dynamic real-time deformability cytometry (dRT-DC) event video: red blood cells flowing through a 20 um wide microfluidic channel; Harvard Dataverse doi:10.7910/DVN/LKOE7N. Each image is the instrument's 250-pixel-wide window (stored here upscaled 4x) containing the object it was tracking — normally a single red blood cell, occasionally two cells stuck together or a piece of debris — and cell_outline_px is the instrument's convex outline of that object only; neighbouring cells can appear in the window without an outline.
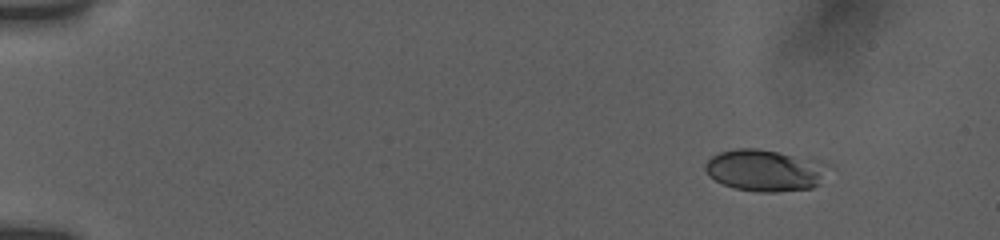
{"species": "human", "species_latin": "Homo sapiens", "temperature_condition": "room temperature", "stored_images_in_passage": 8, "camera_frame_rate_fps": 3000, "um_per_image_px": 0.085, "donor": {"sex": "female"}, "frame": {"image": 1, "passage_image": 1, "time_ms": 0.0, "image_size_px": [1000, 240], "cell_outline_px": [[820, 184], [812, 188], [776, 192], [760, 192], [732, 188], [708, 176], [704, 168], [704, 164], [712, 156], [720, 152], [736, 148], [756, 148], [776, 152], [792, 156], [816, 172], [820, 176]], "centroid_in_image_um": [64.64, 14.52], "position_along_channel_um": 20.4, "area_um2": 27.51}}
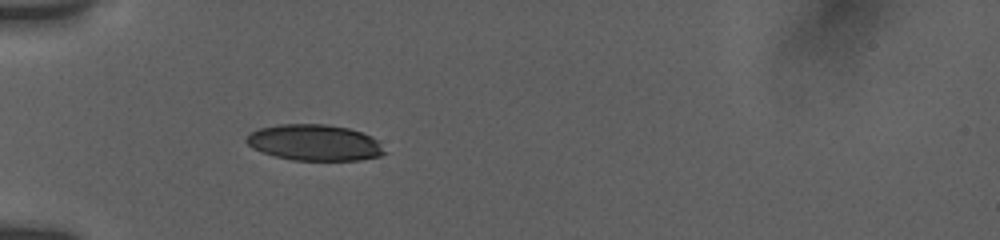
{"frame": {"image": 2, "passage_image": 7, "time_ms": 4.0, "image_size_px": [1000, 240], "cell_outline_px": [[388, 152], [380, 156], [360, 160], [292, 160], [260, 152], [252, 148], [244, 140], [252, 132], [260, 128], [280, 124], [324, 124], [348, 128], [372, 136], [380, 140]], "centroid_in_image_um": [26.79, 12.13], "position_along_channel_um": 58.2, "area_um2": 29.25}}